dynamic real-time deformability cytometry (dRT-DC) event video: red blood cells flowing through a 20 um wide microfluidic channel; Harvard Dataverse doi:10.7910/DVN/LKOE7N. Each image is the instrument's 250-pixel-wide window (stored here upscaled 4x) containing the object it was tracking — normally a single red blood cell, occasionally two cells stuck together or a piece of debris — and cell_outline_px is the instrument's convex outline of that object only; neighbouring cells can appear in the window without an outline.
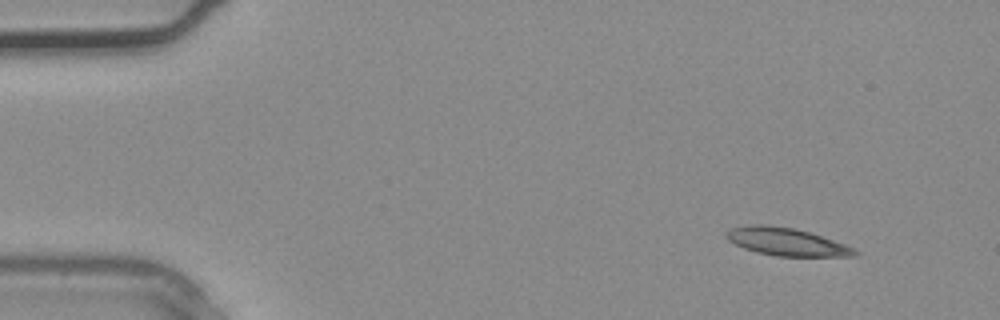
{"species": "common noctule bat (a hibernating species)", "species_latin": "Nyctalus noctula", "temperature_condition": "warm", "stored_images_in_passage": 4, "camera_frame_rate_fps": 3000, "um_per_image_px": 0.085, "animal": {"sex": "male", "body_mass_g": 20.4}, "frame": {"image": 1, "passage_image": 1, "time_ms": 0.0, "image_size_px": [1000, 320], "cell_outline_px": [[860, 256], [776, 256], [756, 252], [744, 248], [728, 240], [724, 236], [724, 232], [732, 228], [752, 224], [768, 224], [796, 228], [844, 244], [860, 252]], "centroid_in_image_um": [66.82, 20.54], "position_along_channel_um": 18.2, "area_um2": 20.75}}
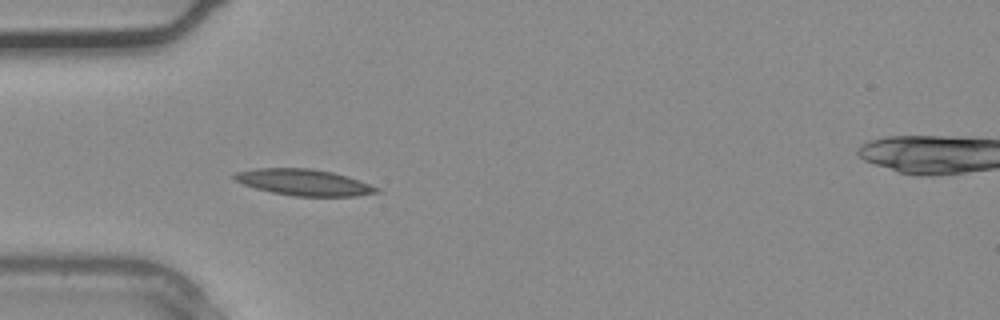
{"frame": {"image": 2, "passage_image": 3, "time_ms": 0.667, "image_size_px": [1000, 320], "cell_outline_px": [[380, 192], [356, 196], [296, 196], [272, 192], [256, 188], [244, 184], [236, 180], [232, 176], [236, 172], [256, 168], [312, 168], [332, 172], [380, 188]], "centroid_in_image_um": [25.81, 15.5], "position_along_channel_um": 59.2, "area_um2": 21.44}}